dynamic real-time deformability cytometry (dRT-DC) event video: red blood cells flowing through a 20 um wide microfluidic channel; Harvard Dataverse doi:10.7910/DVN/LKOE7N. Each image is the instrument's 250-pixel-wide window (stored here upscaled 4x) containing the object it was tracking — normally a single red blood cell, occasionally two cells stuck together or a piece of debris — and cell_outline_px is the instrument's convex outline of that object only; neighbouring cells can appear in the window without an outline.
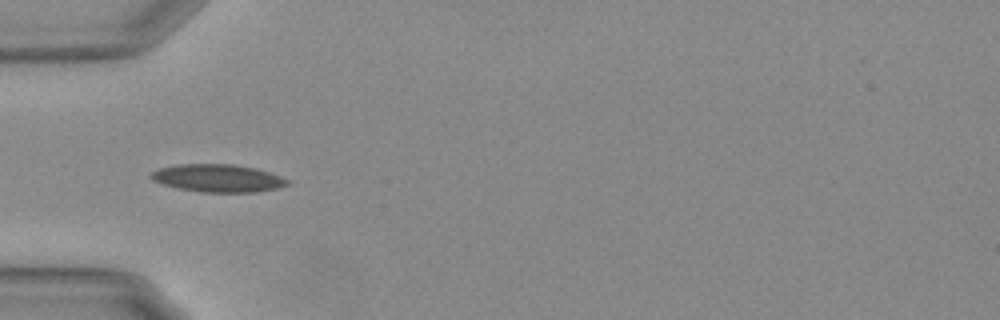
{"species": "Egyptian fruit bat (a non-hibernating species)", "species_latin": "Rousettus aegyptiacus", "temperature_condition": "warm", "stored_images_in_passage": 10, "camera_frame_rate_fps": 3000, "um_per_image_px": 0.085, "animal": {"sex": "female"}, "frame": {"image": 1, "passage_image": 4, "time_ms": 1.0, "image_size_px": [1000, 320], "cell_outline_px": [[292, 184], [276, 188], [256, 192], [200, 192], [180, 188], [164, 184], [152, 180], [148, 176], [152, 172], [160, 168], [176, 164], [232, 164], [256, 168], [292, 180]], "centroid_in_image_um": [18.56, 15.14], "position_along_channel_um": 66.4, "area_um2": 22.08}}
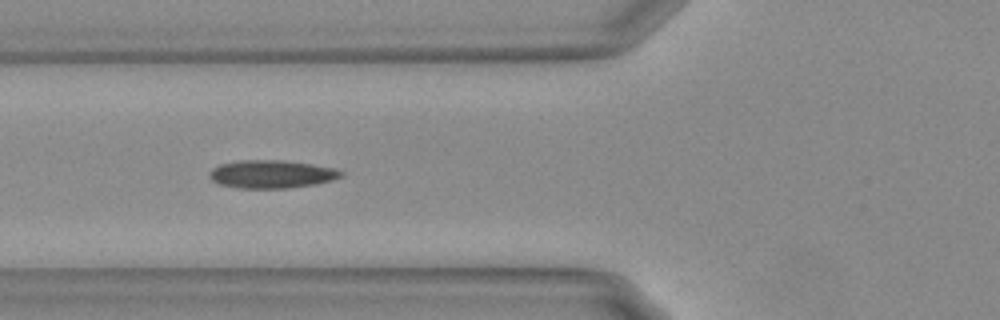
{"frame": {"image": 2, "passage_image": 7, "time_ms": 2.0, "image_size_px": [1000, 320], "cell_outline_px": [[344, 176], [332, 180], [316, 184], [288, 188], [236, 188], [220, 184], [212, 180], [208, 176], [208, 172], [212, 168], [220, 164], [236, 160], [284, 160], [312, 164], [336, 168], [344, 172]], "centroid_in_image_um": [23.09, 14.79], "position_along_channel_um": 102.7, "area_um2": 21.79}}